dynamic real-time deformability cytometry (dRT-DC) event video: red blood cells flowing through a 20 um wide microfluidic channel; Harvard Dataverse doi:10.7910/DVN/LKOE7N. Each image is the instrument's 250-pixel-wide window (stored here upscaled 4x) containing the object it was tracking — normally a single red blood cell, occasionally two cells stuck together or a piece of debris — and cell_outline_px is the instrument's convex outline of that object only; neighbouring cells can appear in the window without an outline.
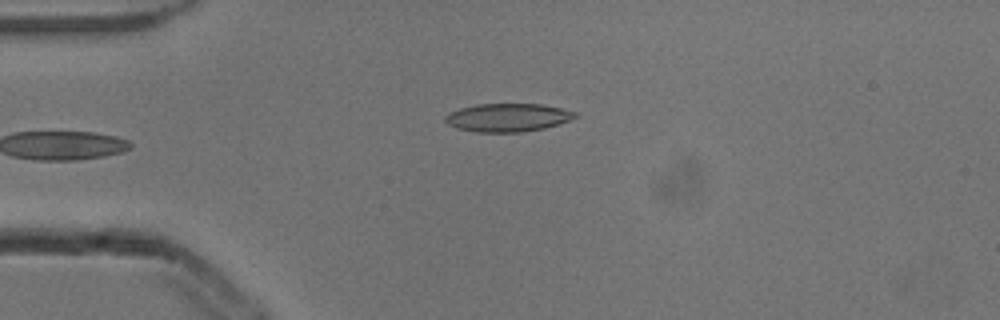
{"species": "common noctule bat (a hibernating species)", "species_latin": "Nyctalus noctula", "temperature_condition": "cold", "stored_images_in_passage": 5, "camera_frame_rate_fps": 3000, "um_per_image_px": 0.085, "animal": {"sex": "male", "body_mass_g": 13.3}, "frame": {"image": 1, "passage_image": 5, "time_ms": 1.333, "image_size_px": [1000, 320], "cell_outline_px": [[580, 116], [544, 128], [520, 132], [476, 132], [456, 128], [448, 124], [444, 120], [444, 116], [460, 108], [476, 104], [540, 104], [560, 108], [576, 112]], "centroid_in_image_um": [43.13, 9.99], "position_along_channel_um": 41.9, "area_um2": 21.21}}